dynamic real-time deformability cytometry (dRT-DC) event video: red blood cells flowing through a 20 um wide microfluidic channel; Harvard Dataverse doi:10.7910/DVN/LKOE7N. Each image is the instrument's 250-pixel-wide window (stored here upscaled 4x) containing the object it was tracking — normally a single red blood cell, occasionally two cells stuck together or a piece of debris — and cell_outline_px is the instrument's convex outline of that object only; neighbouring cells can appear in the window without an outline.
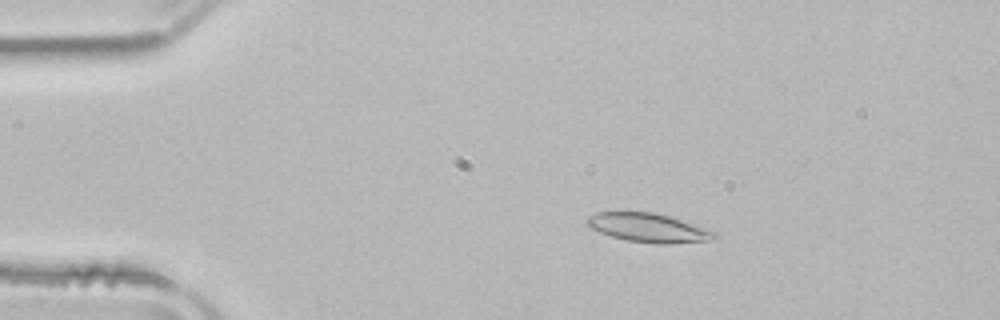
{"species": "common noctule bat (a hibernating species)", "species_latin": "Nyctalus noctula", "temperature_condition": "room temperature", "stored_images_in_passage": 52, "camera_frame_rate_fps": 3000, "um_per_image_px": 0.085, "animal": {"sex": "male", "body_mass_g": 21.5, "forearm_length_mm": 52.0}, "frame": {"image": 1, "passage_image": 10, "time_ms": 3.0, "image_size_px": [1000, 320], "cell_outline_px": [[716, 236], [712, 240], [672, 244], [656, 244], [628, 240], [612, 236], [600, 232], [592, 228], [584, 220], [588, 216], [596, 212], [652, 212], [668, 216], [716, 232]], "centroid_in_image_um": [55.09, 19.36], "position_along_channel_um": 29.9, "area_um2": 21.15}}
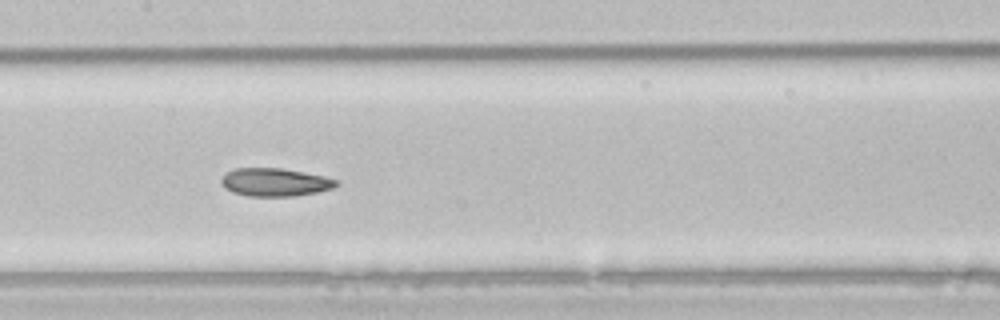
{"frame": {"image": 2, "passage_image": 26, "time_ms": 8.333, "image_size_px": [1000, 320], "cell_outline_px": [[340, 184], [332, 188], [316, 192], [292, 196], [248, 196], [232, 192], [224, 188], [220, 184], [220, 180], [228, 172], [236, 168], [280, 168], [304, 172], [324, 176], [340, 180]], "centroid_in_image_um": [23.38, 15.49], "position_along_channel_um": 184.0, "area_um2": 18.84}}
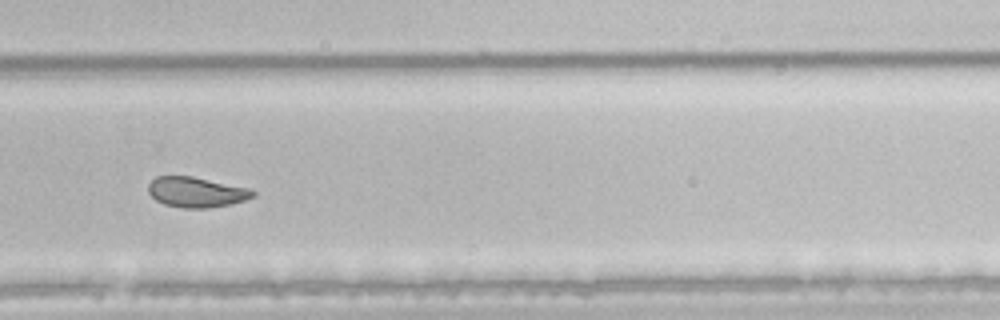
{"frame": {"image": 3, "passage_image": 36, "time_ms": 11.667, "image_size_px": [1000, 320], "cell_outline_px": [[256, 196], [244, 200], [228, 204], [208, 208], [184, 208], [164, 204], [156, 200], [148, 192], [148, 184], [156, 176], [192, 176], [252, 188], [256, 192]], "centroid_in_image_um": [16.71, 16.32], "position_along_channel_um": 313.1, "area_um2": 18.55}, "authors_computed_cell_mechanics": {"area_um2": 21.2126, "velocity_mm_per_s": 3.8981, "shape_relaxation_time_tau1_ms": null, "shape_relaxation_time_tau2_ms": 3.4007, "deformation_change_tau1": null, "deformation_change_tau2": 0.0908}}